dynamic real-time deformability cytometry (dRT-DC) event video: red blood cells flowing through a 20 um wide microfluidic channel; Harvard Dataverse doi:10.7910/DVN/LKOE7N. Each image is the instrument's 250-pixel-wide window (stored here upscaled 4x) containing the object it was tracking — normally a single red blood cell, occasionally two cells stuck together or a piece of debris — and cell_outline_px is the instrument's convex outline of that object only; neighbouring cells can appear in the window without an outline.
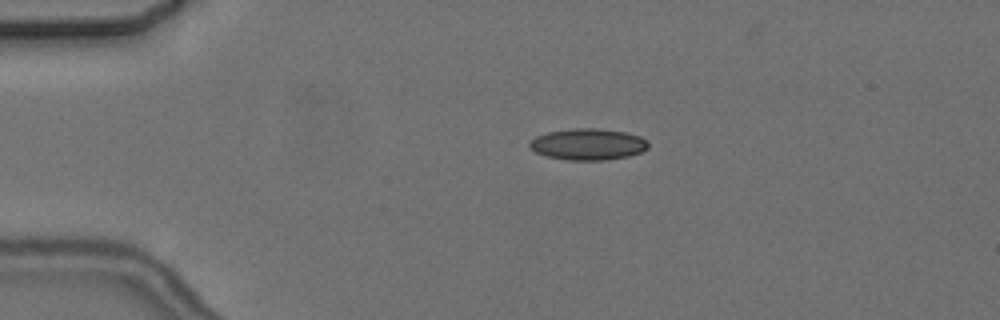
{"species": "common noctule bat (a hibernating species)", "species_latin": "Nyctalus noctula", "temperature_condition": "cold", "stored_images_in_passage": 4, "camera_frame_rate_fps": 3000, "um_per_image_px": 0.085, "animal": {"sex": "female", "body_mass_g": 24.6, "forearm_length_mm": 56.2}, "frame": {"image": 1, "passage_image": 3, "time_ms": 3.0, "image_size_px": [1000, 320], "cell_outline_px": [[648, 148], [640, 152], [628, 156], [608, 160], [568, 160], [544, 156], [528, 148], [528, 144], [536, 136], [548, 132], [572, 128], [600, 128], [624, 132], [640, 136], [648, 140]], "centroid_in_image_um": [49.97, 12.26], "position_along_channel_um": 35.0, "area_um2": 21.91}}